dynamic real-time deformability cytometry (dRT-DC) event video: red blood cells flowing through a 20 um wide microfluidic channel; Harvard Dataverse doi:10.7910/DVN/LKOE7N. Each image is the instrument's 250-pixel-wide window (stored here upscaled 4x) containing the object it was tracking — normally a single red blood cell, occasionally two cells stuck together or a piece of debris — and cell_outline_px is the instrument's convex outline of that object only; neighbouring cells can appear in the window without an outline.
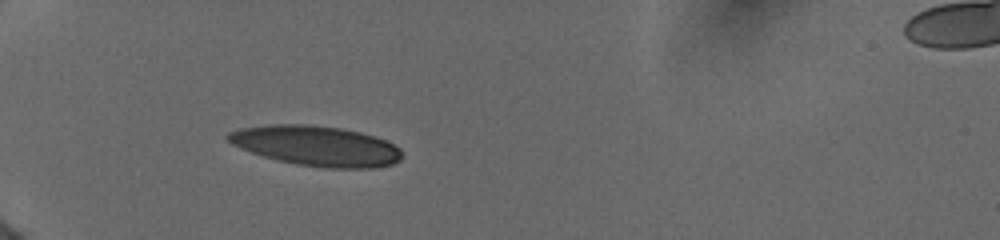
{"species": "human", "species_latin": "Homo sapiens", "temperature_condition": "cold", "stored_images_in_passage": 4, "camera_frame_rate_fps": 3000, "um_per_image_px": 0.085, "donor": {"sex": "female"}, "frame": {"image": 1, "passage_image": 3, "time_ms": 1.0, "image_size_px": [1000, 240], "cell_outline_px": [[404, 156], [400, 160], [392, 164], [372, 168], [328, 168], [296, 164], [264, 156], [240, 148], [232, 144], [224, 136], [228, 132], [240, 128], [268, 124], [308, 124], [340, 128], [360, 132], [376, 136], [400, 148], [404, 152]], "centroid_in_image_um": [26.9, 12.39], "position_along_channel_um": 58.1, "area_um2": 40.75}}